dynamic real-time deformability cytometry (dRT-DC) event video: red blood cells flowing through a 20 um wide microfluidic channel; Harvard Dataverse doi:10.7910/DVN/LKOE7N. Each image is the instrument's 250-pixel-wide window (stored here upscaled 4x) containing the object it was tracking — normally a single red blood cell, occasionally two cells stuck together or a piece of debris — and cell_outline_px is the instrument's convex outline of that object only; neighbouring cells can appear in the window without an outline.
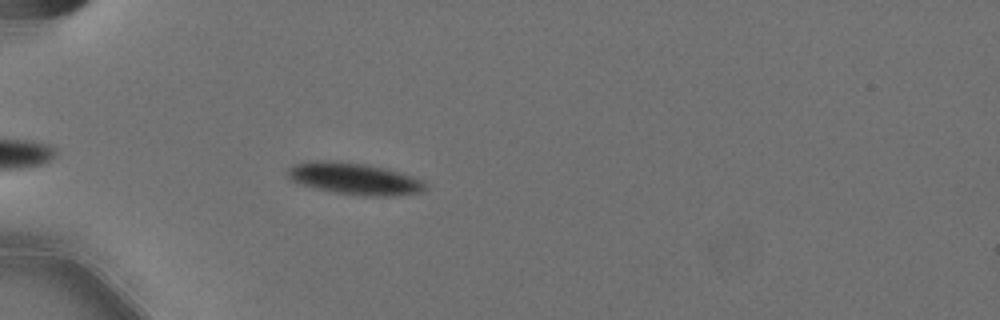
{"species": "Egyptian fruit bat (a non-hibernating species)", "species_latin": "Rousettus aegyptiacus", "temperature_condition": "cold", "stored_images_in_passage": 46, "camera_frame_rate_fps": 3000, "um_per_image_px": 0.085, "animal": {"sex": "female"}, "frame": {"image": 1, "passage_image": 6, "time_ms": 1.667, "image_size_px": [1000, 320], "cell_outline_px": [[424, 188], [420, 192], [392, 196], [364, 196], [332, 192], [300, 184], [292, 180], [288, 176], [288, 168], [292, 164], [312, 160], [324, 160], [364, 164], [384, 168], [400, 172], [424, 180]], "centroid_in_image_um": [30.09, 15.18], "position_along_channel_um": 54.9, "area_um2": 25.32}}
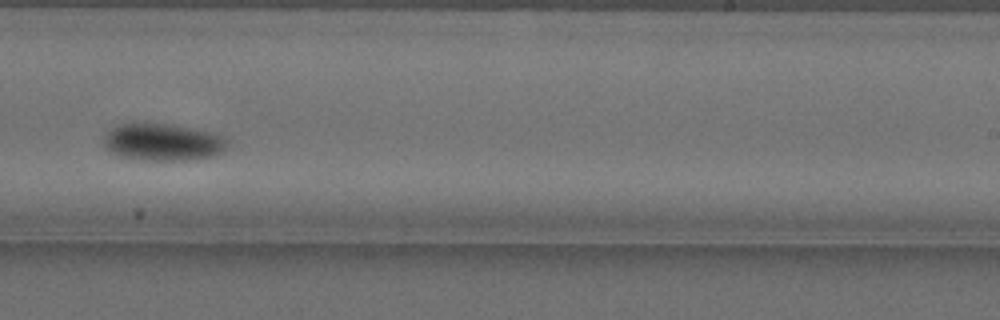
{"frame": {"image": 2, "passage_image": 26, "time_ms": 8.333, "image_size_px": [1000, 320], "cell_outline_px": [[228, 144], [220, 152], [212, 156], [184, 160], [144, 160], [120, 156], [108, 152], [104, 148], [104, 132], [120, 124], [144, 120], [192, 128], [212, 132], [224, 136], [228, 140]], "centroid_in_image_um": [13.76, 12.04], "position_along_channel_um": 275.2, "area_um2": 27.4}}
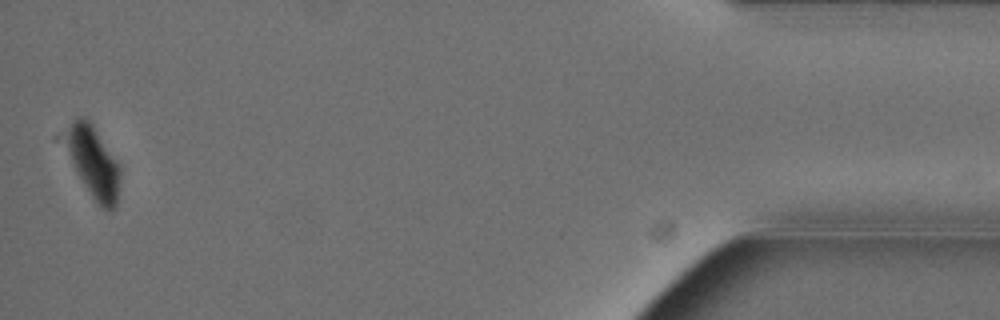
{"frame": {"image": 3, "passage_image": 45, "time_ms": 14.667, "image_size_px": [1000, 320], "cell_outline_px": [[120, 176], [116, 208], [108, 212], [92, 196], [84, 184], [68, 152], [68, 128], [72, 120], [76, 116], [84, 116], [92, 124], [120, 164]], "centroid_in_image_um": [8.01, 13.8], "position_along_channel_um": 427.2, "area_um2": 21.91}}